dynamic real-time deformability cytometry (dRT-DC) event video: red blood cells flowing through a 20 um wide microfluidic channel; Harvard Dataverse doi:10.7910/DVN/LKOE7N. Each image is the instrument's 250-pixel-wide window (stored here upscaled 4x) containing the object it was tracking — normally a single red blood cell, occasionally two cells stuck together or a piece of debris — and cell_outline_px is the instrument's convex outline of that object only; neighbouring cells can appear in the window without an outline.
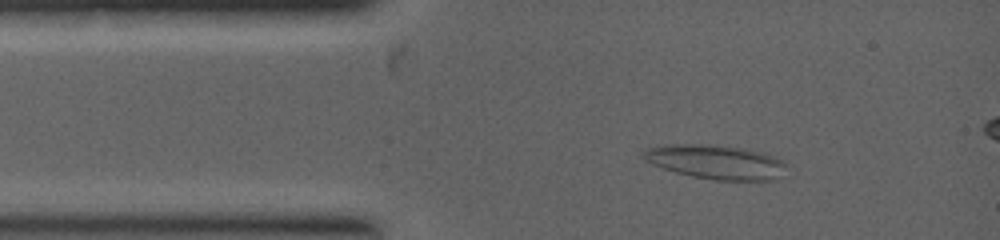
{"species": "common noctule bat (a hibernating species)", "species_latin": "Nyctalus noctula", "temperature_condition": "warm", "stored_images_in_passage": 6, "camera_frame_rate_fps": 5000, "um_per_image_px": 0.085, "animal": {"sex": "female", "body_mass_g": 19.0, "forearm_length_mm": 53.3}, "frame": {"image": 1, "passage_image": 2, "time_ms": 1.0, "image_size_px": [1000, 240], "cell_outline_px": [[784, 164], [776, 176], [772, 180], [716, 180], [692, 176], [676, 172], [652, 164], [644, 160], [640, 156], [644, 148], [664, 144], [708, 144], [744, 148], [764, 152], [776, 156], [784, 160]], "centroid_in_image_um": [60.74, 13.73], "position_along_channel_um": 24.3, "area_um2": 28.44}}
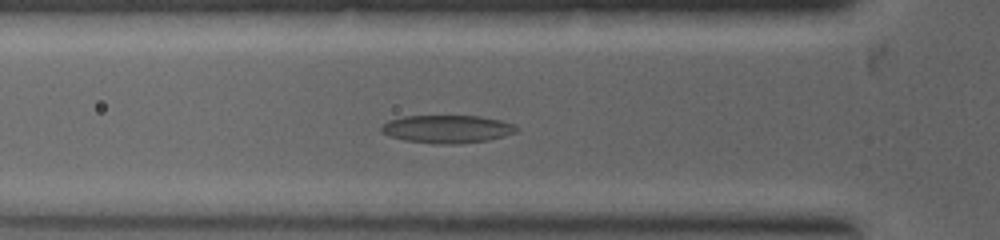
{"frame": {"image": 2, "passage_image": 4, "time_ms": 2.4, "image_size_px": [1000, 240], "cell_outline_px": [[520, 128], [516, 132], [488, 140], [460, 144], [436, 144], [404, 140], [380, 132], [380, 128], [388, 120], [404, 116], [480, 116], [500, 120], [516, 124]], "centroid_in_image_um": [38.03, 10.97], "position_along_channel_um": 87.8, "area_um2": 22.08}}
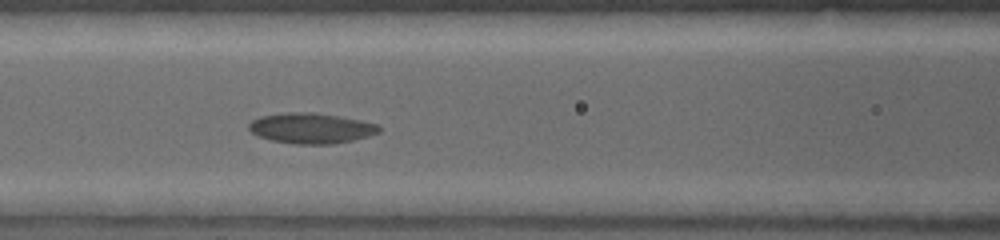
{"frame": {"image": 3, "passage_image": 6, "time_ms": 3.2, "image_size_px": [1000, 240], "cell_outline_px": [[380, 132], [368, 136], [352, 140], [332, 144], [296, 144], [272, 140], [260, 136], [252, 132], [248, 128], [248, 124], [252, 120], [260, 116], [284, 112], [312, 112], [340, 116], [360, 120], [376, 124], [380, 128]], "centroid_in_image_um": [26.43, 10.89], "position_along_channel_um": 140.2, "area_um2": 23.0}}